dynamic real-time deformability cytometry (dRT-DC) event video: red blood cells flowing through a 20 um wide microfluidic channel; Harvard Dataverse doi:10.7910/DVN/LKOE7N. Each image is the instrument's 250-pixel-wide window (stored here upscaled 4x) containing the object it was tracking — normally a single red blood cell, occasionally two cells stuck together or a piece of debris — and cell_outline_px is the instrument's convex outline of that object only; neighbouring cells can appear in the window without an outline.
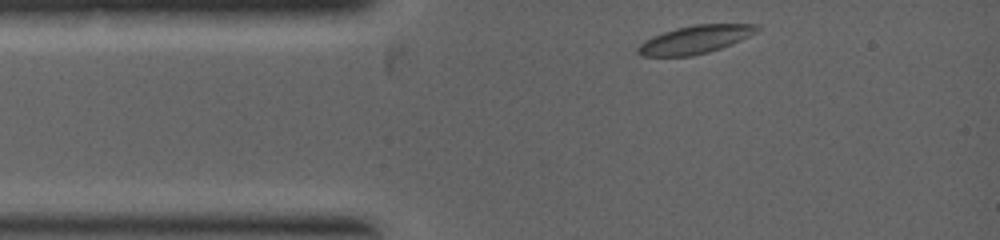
{"species": "common noctule bat (a hibernating species)", "species_latin": "Nyctalus noctula", "temperature_condition": "warm", "stored_images_in_passage": 3, "camera_frame_rate_fps": 5000, "um_per_image_px": 0.085, "animal": {"sex": "female", "body_mass_g": 19.0, "forearm_length_mm": 53.3}, "frame": {"image": 1, "passage_image": 1, "time_ms": 0.0, "image_size_px": [1000, 240], "cell_outline_px": [[760, 28], [756, 32], [732, 44], [708, 52], [692, 56], [640, 56], [636, 52], [636, 48], [644, 40], [652, 36], [676, 28], [696, 24], [760, 24]], "centroid_in_image_um": [59.06, 3.36], "position_along_channel_um": 25.9, "area_um2": 19.48}}